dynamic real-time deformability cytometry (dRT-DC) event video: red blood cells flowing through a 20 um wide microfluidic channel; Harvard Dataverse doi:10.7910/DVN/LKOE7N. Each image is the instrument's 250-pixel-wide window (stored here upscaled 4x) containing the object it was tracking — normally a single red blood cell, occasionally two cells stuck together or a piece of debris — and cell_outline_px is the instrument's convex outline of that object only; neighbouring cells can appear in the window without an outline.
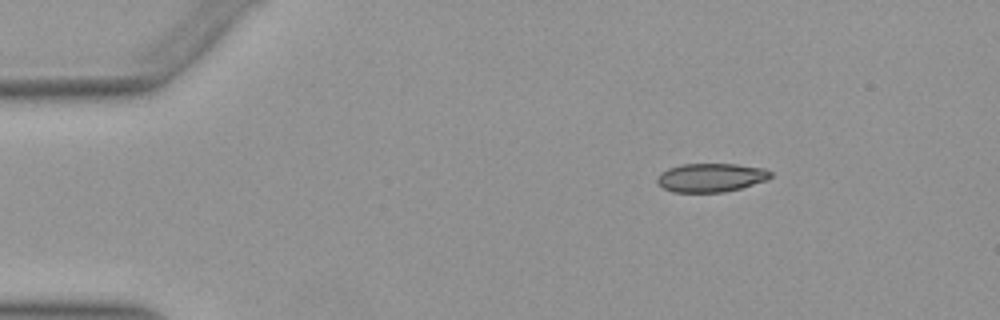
{"species": "Egyptian fruit bat (a non-hibernating species)", "species_latin": "Rousettus aegyptiacus", "temperature_condition": "warm", "stored_images_in_passage": 17, "camera_frame_rate_fps": 3000, "um_per_image_px": 0.085, "animal": {"sex": "female"}, "frame": {"image": 1, "passage_image": 5, "time_ms": 1.333, "image_size_px": [1000, 320], "cell_outline_px": [[772, 176], [768, 180], [740, 188], [724, 192], [672, 192], [664, 188], [656, 180], [660, 172], [668, 168], [680, 164], [736, 164], [764, 168], [772, 172]], "centroid_in_image_um": [60.44, 15.09], "position_along_channel_um": 24.6, "area_um2": 19.02}}
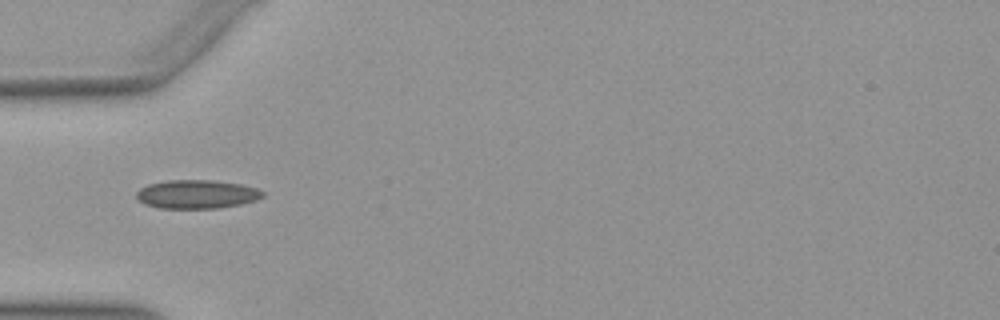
{"frame": {"image": 2, "passage_image": 14, "time_ms": 4.333, "image_size_px": [1000, 320], "cell_outline_px": [[264, 196], [256, 200], [240, 204], [220, 208], [160, 208], [144, 204], [136, 200], [136, 192], [140, 188], [148, 184], [168, 180], [212, 180], [240, 184], [256, 188], [264, 192]], "centroid_in_image_um": [16.69, 16.51], "position_along_channel_um": 68.3, "area_um2": 21.15}}